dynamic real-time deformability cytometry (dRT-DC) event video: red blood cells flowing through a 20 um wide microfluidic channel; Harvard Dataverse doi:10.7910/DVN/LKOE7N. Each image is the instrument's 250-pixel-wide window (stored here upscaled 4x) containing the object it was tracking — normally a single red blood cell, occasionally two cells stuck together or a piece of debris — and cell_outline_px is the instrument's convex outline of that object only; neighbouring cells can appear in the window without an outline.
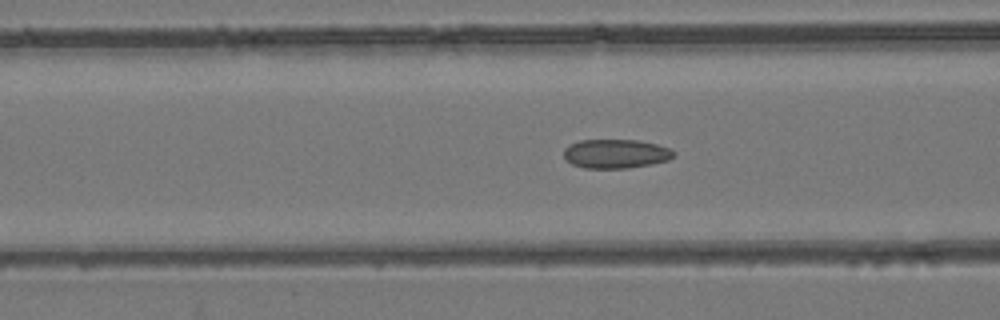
{"species": "common noctule bat (a hibernating species)", "species_latin": "Nyctalus noctula", "temperature_condition": "room temperature", "stored_images_in_passage": 54, "camera_frame_rate_fps": 3000, "um_per_image_px": 0.085, "animal": {"sex": "female", "body_mass_g": 24.6, "forearm_length_mm": 56.2}, "frame": {"image": 1, "passage_image": 22, "time_ms": 7.0, "image_size_px": [1000, 320], "cell_outline_px": [[676, 156], [668, 160], [652, 164], [628, 168], [584, 168], [572, 164], [564, 160], [564, 148], [568, 144], [580, 140], [640, 140], [672, 148], [676, 152]], "centroid_in_image_um": [52.35, 13.06], "position_along_channel_um": 114.2, "area_um2": 18.96}}
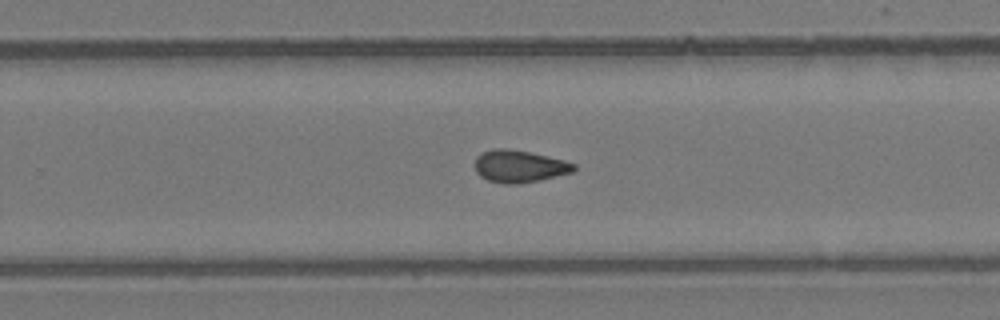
{"frame": {"image": 2, "passage_image": 35, "time_ms": 11.333, "image_size_px": [1000, 320], "cell_outline_px": [[576, 168], [572, 172], [540, 180], [520, 184], [504, 184], [488, 180], [480, 176], [476, 172], [476, 156], [492, 148], [508, 148], [548, 156], [564, 160], [576, 164]], "centroid_in_image_um": [44.14, 14.14], "position_along_channel_um": 285.7, "area_um2": 18.61}}
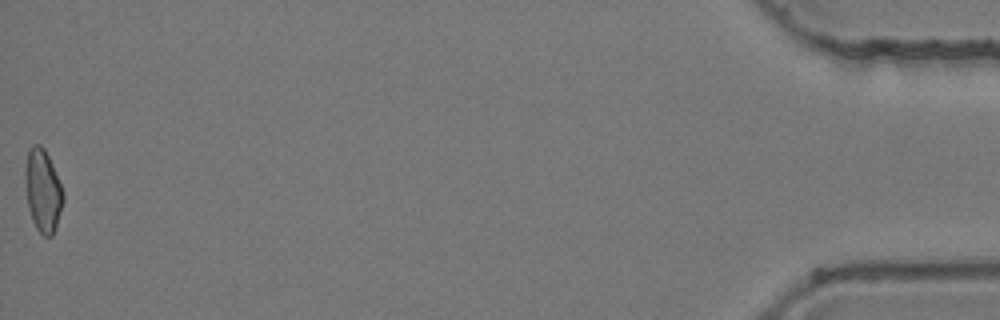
{"frame": {"image": 3, "passage_image": 54, "time_ms": 17.667, "image_size_px": [1000, 320], "cell_outline_px": [[64, 200], [52, 236], [44, 236], [36, 228], [32, 220], [28, 208], [24, 176], [24, 168], [28, 148], [32, 144], [40, 144], [44, 148], [52, 164], [64, 192]], "centroid_in_image_um": [3.62, 16.16], "position_along_channel_um": 431.6, "area_um2": 18.38}, "authors_computed_cell_mechanics": {"area_um2": 18.5538, "velocity_mm_per_s": 3.9583, "shape_relaxation_time_tau1_ms": null, "shape_relaxation_time_tau2_ms": 2.314, "deformation_change_tau1": null, "deformation_change_tau2": 0.0665}}